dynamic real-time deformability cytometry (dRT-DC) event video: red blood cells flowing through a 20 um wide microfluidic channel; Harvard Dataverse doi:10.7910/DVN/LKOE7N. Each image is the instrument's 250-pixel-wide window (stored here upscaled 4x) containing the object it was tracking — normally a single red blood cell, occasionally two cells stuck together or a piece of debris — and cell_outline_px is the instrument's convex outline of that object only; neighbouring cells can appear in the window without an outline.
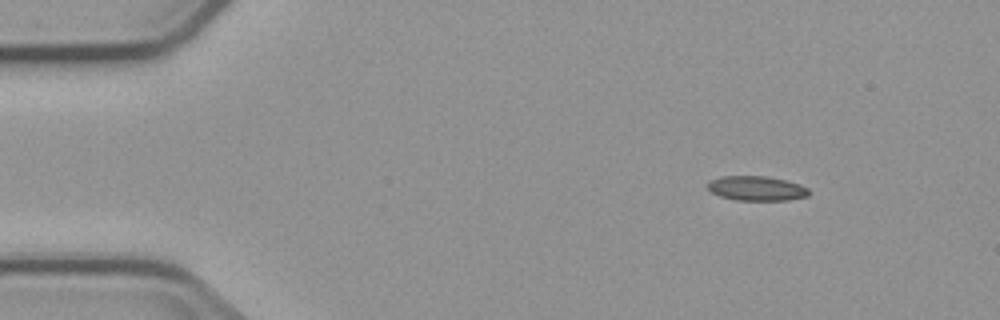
{"species": "common noctule bat (a hibernating species)", "species_latin": "Nyctalus noctula", "temperature_condition": "cold", "stored_images_in_passage": 3, "camera_frame_rate_fps": 3000, "um_per_image_px": 0.085, "animal": {"sex": "male", "body_mass_g": 23.1, "forearm_length_mm": 52.7}, "frame": {"image": 1, "passage_image": 1, "time_ms": 0.0, "image_size_px": [1000, 320], "cell_outline_px": [[808, 196], [788, 200], [736, 200], [720, 196], [712, 192], [704, 184], [708, 180], [720, 176], [768, 176], [800, 184], [808, 188]], "centroid_in_image_um": [64.26, 16.0], "position_along_channel_um": 20.7, "area_um2": 14.62}}
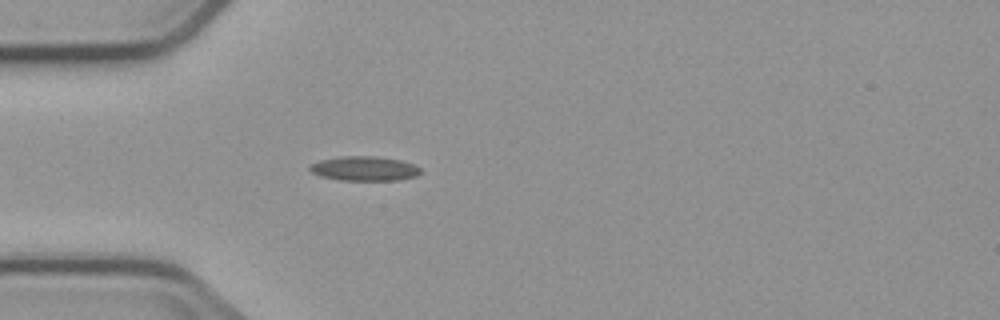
{"frame": {"image": 2, "passage_image": 3, "time_ms": 3.0, "image_size_px": [1000, 320], "cell_outline_px": [[420, 172], [416, 176], [400, 180], [340, 180], [320, 176], [312, 172], [308, 168], [308, 164], [320, 160], [340, 156], [376, 156], [400, 160], [412, 164], [420, 168]], "centroid_in_image_um": [30.93, 14.32], "position_along_channel_um": 54.1, "area_um2": 15.84}}